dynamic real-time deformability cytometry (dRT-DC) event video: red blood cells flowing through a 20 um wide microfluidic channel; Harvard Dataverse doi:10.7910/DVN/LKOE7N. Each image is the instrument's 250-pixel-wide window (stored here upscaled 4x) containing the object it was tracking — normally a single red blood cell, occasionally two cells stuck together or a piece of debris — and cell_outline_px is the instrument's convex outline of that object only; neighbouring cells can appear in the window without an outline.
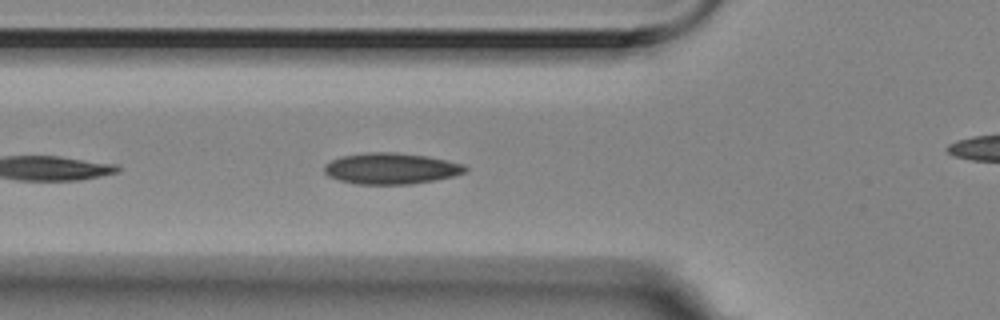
{"species": "Egyptian fruit bat (a non-hibernating species)", "species_latin": "Rousettus aegyptiacus", "temperature_condition": "room temperature", "stored_images_in_passage": 27, "camera_frame_rate_fps": 3000, "um_per_image_px": 0.085, "animal": {"sex": "female"}, "frame": {"image": 1, "passage_image": 5, "time_ms": 1.333, "image_size_px": [1000, 320], "cell_outline_px": [[468, 168], [464, 172], [452, 176], [436, 180], [412, 184], [356, 184], [340, 180], [328, 176], [324, 172], [324, 164], [340, 156], [368, 152], [396, 152], [424, 156], [464, 164]], "centroid_in_image_um": [33.2, 14.32], "position_along_channel_um": 92.6, "area_um2": 25.49}}
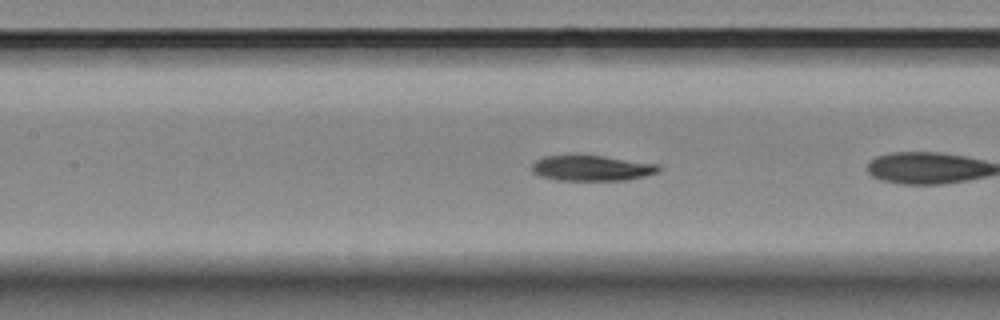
{"frame": {"image": 2, "passage_image": 8, "time_ms": 2.333, "image_size_px": [1000, 320], "cell_outline_px": [[660, 172], [628, 180], [560, 180], [540, 176], [532, 172], [532, 164], [536, 160], [544, 156], [600, 156], [660, 164]], "centroid_in_image_um": [50.33, 14.3], "position_along_channel_um": 157.1, "area_um2": 18.61}}